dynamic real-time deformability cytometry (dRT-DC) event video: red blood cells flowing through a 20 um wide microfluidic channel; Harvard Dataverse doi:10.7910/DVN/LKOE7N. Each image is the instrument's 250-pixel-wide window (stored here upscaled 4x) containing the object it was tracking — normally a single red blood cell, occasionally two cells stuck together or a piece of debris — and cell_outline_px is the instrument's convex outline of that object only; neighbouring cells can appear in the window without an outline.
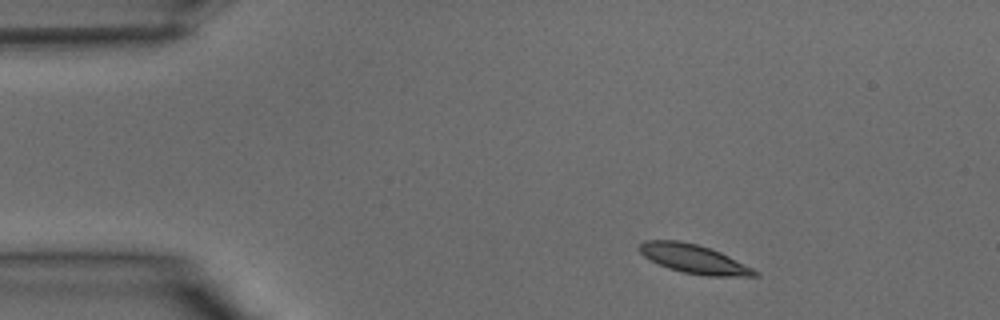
{"species": "common noctule bat (a hibernating species)", "species_latin": "Nyctalus noctula", "temperature_condition": "warm", "stored_images_in_passage": 34, "camera_frame_rate_fps": 3000, "um_per_image_px": 0.085, "animal": {"sex": "male", "body_mass_g": 15.6}, "frame": {"image": 1, "passage_image": 1, "time_ms": 0.0, "image_size_px": [1000, 320], "cell_outline_px": [[760, 276], [704, 276], [684, 272], [668, 268], [644, 256], [640, 252], [640, 244], [644, 240], [680, 240], [696, 244], [720, 252], [760, 272]], "centroid_in_image_um": [58.99, 22.01], "position_along_channel_um": 26.0, "area_um2": 19.13}}
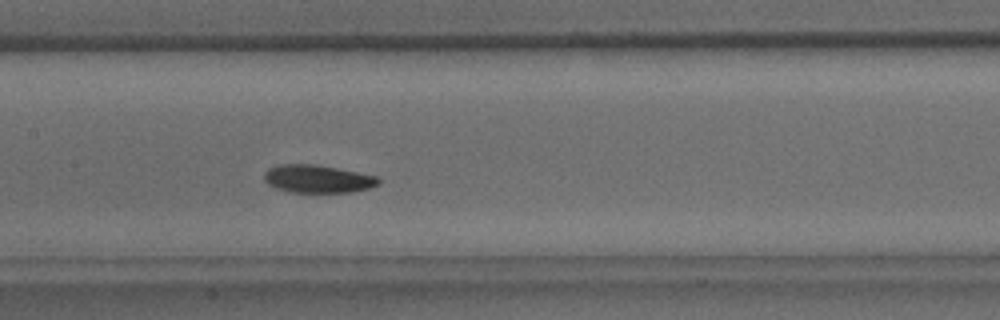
{"frame": {"image": 2, "passage_image": 14, "time_ms": 4.333, "image_size_px": [1000, 320], "cell_outline_px": [[380, 184], [368, 188], [352, 192], [292, 192], [276, 188], [268, 184], [264, 180], [264, 172], [268, 168], [280, 164], [316, 164], [376, 176], [380, 180]], "centroid_in_image_um": [26.97, 15.2], "position_along_channel_um": 180.4, "area_um2": 18.5}}
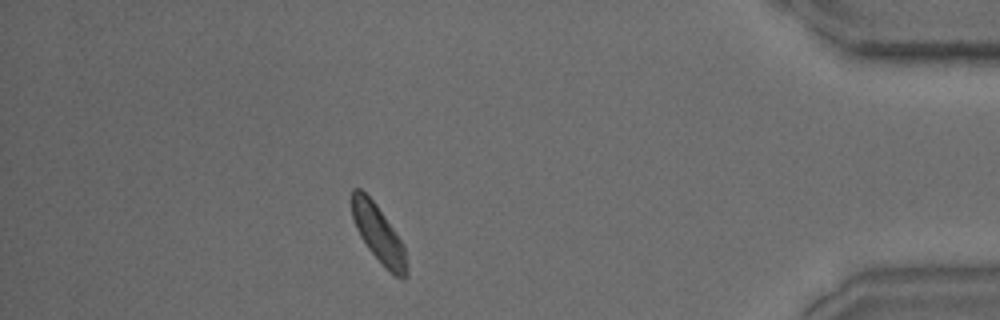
{"frame": {"image": 3, "passage_image": 30, "time_ms": 9.667, "image_size_px": [1000, 320], "cell_outline_px": [[408, 276], [404, 280], [396, 276], [368, 248], [360, 236], [352, 220], [352, 188], [360, 188], [376, 204], [400, 240], [404, 248], [408, 272]], "centroid_in_image_um": [32.15, 19.86], "position_along_channel_um": 403.0, "area_um2": 17.69}}